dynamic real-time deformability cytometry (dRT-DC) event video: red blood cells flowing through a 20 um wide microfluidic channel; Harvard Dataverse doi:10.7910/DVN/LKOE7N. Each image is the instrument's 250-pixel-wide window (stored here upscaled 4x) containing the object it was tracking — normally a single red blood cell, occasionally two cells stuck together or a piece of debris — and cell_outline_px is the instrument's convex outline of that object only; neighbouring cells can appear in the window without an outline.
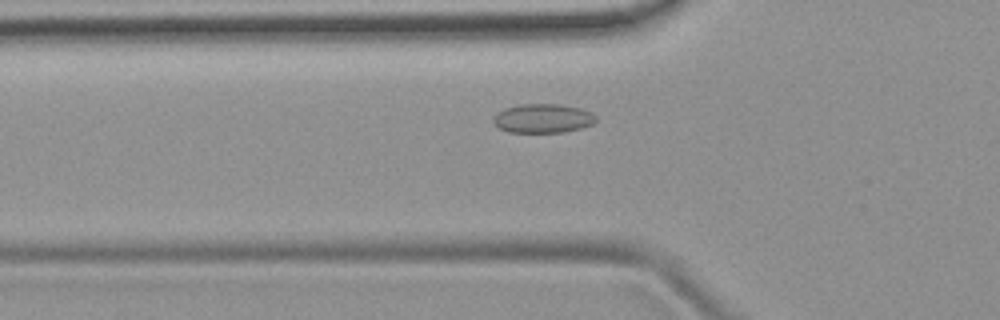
{"species": "common noctule bat (a hibernating species)", "species_latin": "Nyctalus noctula", "temperature_condition": "room temperature", "stored_images_in_passage": 46, "camera_frame_rate_fps": 3000, "um_per_image_px": 0.085, "animal": {"sex": "female", "body_mass_g": 19.9}, "frame": {"image": 1, "passage_image": 12, "time_ms": 3.667, "image_size_px": [1000, 320], "cell_outline_px": [[596, 120], [592, 124], [580, 128], [564, 132], [508, 132], [500, 128], [492, 120], [504, 108], [520, 104], [560, 104], [580, 108], [592, 112], [596, 116]], "centroid_in_image_um": [46.18, 10.05], "position_along_channel_um": 79.6, "area_um2": 17.22}}
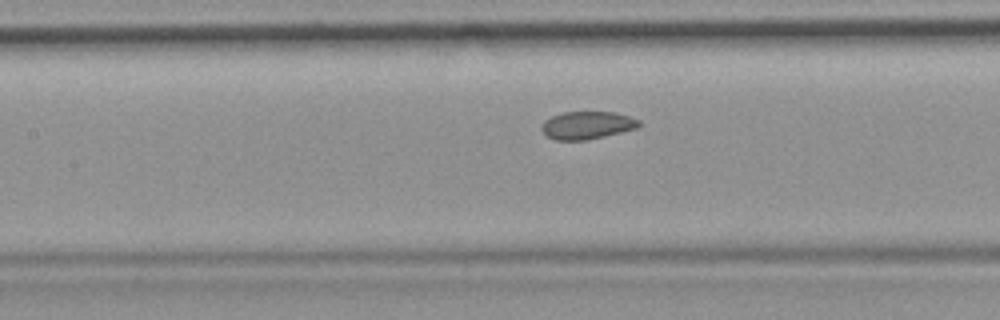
{"frame": {"image": 2, "passage_image": 18, "time_ms": 5.667, "image_size_px": [1000, 320], "cell_outline_px": [[640, 124], [636, 128], [588, 140], [556, 140], [548, 136], [540, 128], [540, 124], [544, 120], [552, 116], [564, 112], [616, 112], [640, 120]], "centroid_in_image_um": [49.88, 10.64], "position_along_channel_um": 157.5, "area_um2": 15.66}}
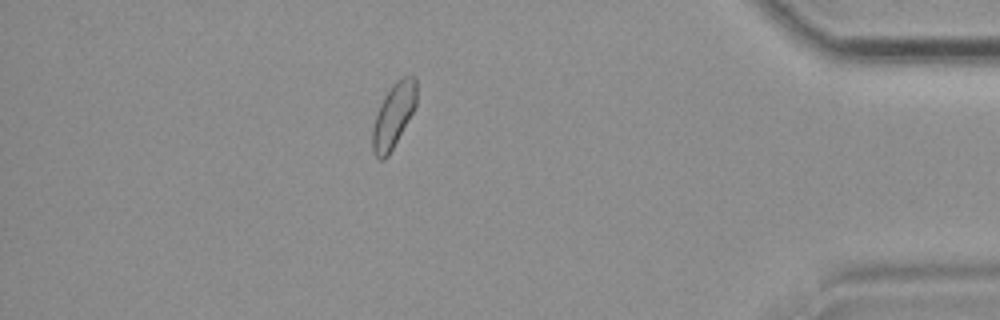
{"frame": {"image": 3, "passage_image": 40, "time_ms": 13.0, "image_size_px": [1000, 320], "cell_outline_px": [[416, 104], [412, 112], [388, 156], [384, 160], [380, 160], [372, 152], [372, 128], [380, 104], [384, 96], [392, 84], [396, 80], [404, 76], [416, 76]], "centroid_in_image_um": [33.43, 9.81], "position_along_channel_um": 401.8, "area_um2": 16.3}}